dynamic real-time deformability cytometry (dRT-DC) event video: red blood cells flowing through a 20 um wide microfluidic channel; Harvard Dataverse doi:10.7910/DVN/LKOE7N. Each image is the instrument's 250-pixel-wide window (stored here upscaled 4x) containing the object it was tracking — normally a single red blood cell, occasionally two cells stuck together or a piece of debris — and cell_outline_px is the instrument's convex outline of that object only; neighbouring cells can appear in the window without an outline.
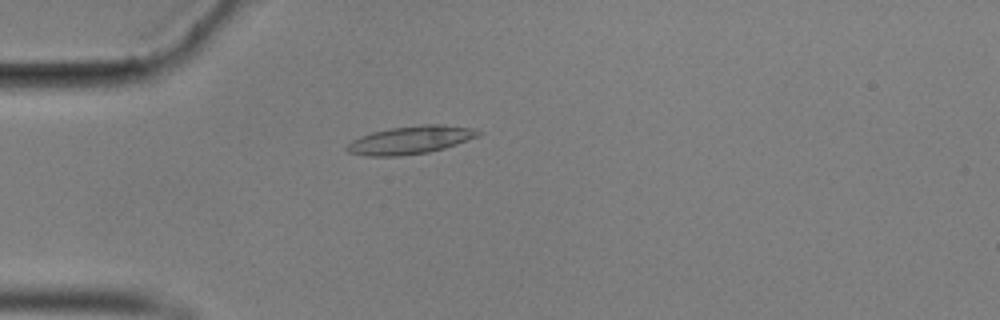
{"species": "common noctule bat (a hibernating species)", "species_latin": "Nyctalus noctula", "temperature_condition": "cold", "stored_images_in_passage": 57, "camera_frame_rate_fps": 3000, "um_per_image_px": 0.085, "animal": {"sex": "male", "body_mass_g": 17.9}, "frame": {"image": 1, "passage_image": 16, "time_ms": 5.0, "image_size_px": [1000, 320], "cell_outline_px": [[484, 132], [476, 136], [456, 144], [444, 148], [428, 152], [400, 156], [364, 156], [348, 152], [344, 148], [352, 140], [360, 136], [372, 132], [392, 128], [424, 124], [440, 124], [472, 128]], "centroid_in_image_um": [34.85, 11.9], "position_along_channel_um": 50.2, "area_um2": 21.27}}
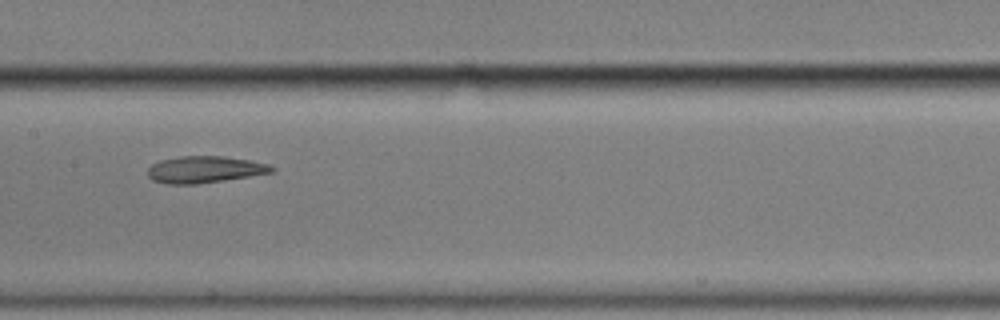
{"frame": {"image": 2, "passage_image": 29, "time_ms": 9.333, "image_size_px": [1000, 320], "cell_outline_px": [[276, 168], [272, 172], [224, 180], [196, 184], [168, 184], [152, 180], [148, 176], [148, 168], [152, 164], [160, 160], [180, 156], [224, 156], [248, 160], [268, 164]], "centroid_in_image_um": [17.36, 14.4], "position_along_channel_um": 190.0, "area_um2": 19.19}}
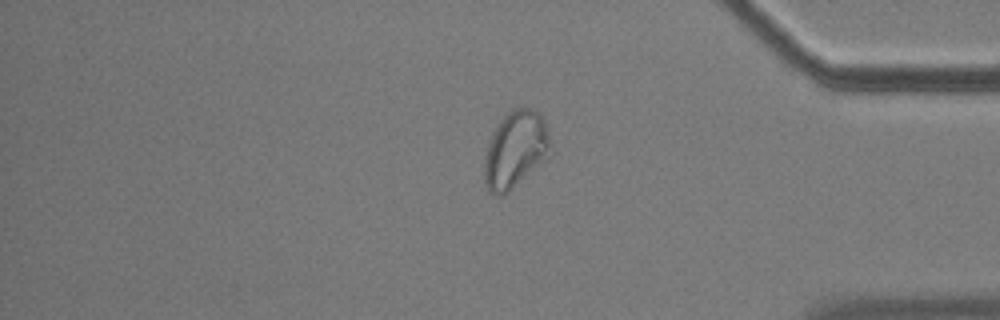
{"frame": {"image": 3, "passage_image": 48, "time_ms": 15.667, "image_size_px": [1000, 320], "cell_outline_px": [[556, 152], [552, 156], [504, 196], [492, 196], [488, 192], [484, 180], [484, 164], [488, 144], [492, 132], [500, 120], [512, 108], [532, 108], [540, 112], [544, 120]], "centroid_in_image_um": [43.87, 12.75], "position_along_channel_um": 391.3, "area_um2": 30.75}, "authors_computed_cell_mechanics": {"area_um2": 20.6346, "velocity_mm_per_s": 3.511, "shape_relaxation_time_tau1_ms": null, "shape_relaxation_time_tau2_ms": 2.5288, "deformation_change_tau1": null, "deformation_change_tau2": 0.0968}}